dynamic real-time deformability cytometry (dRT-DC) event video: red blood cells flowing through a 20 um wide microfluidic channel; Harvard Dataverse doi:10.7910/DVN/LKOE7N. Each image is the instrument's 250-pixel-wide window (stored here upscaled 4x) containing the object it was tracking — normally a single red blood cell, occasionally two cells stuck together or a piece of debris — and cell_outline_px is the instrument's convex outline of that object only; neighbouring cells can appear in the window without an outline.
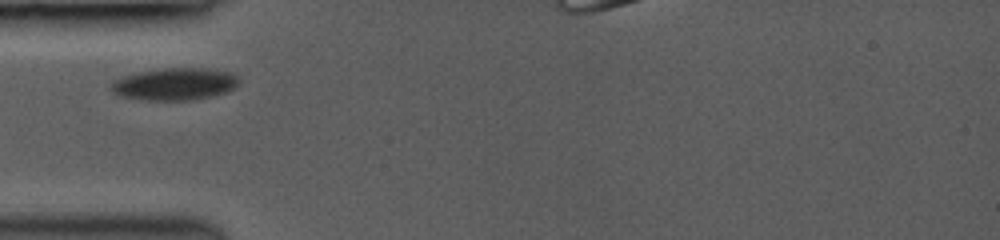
{"species": "common noctule bat (a hibernating species)", "species_latin": "Nyctalus noctula", "temperature_condition": "room temperature", "stored_images_in_passage": 19, "camera_frame_rate_fps": 3000, "um_per_image_px": 0.085, "animal": {"sex": "female", "body_mass_g": 19.0, "forearm_length_mm": 53.3}, "frame": {"image": 1, "passage_image": 1, "time_ms": 0.0, "image_size_px": [1000, 240], "cell_outline_px": [[240, 80], [228, 92], [212, 96], [188, 100], [148, 100], [120, 96], [112, 92], [108, 88], [112, 80], [120, 76], [136, 72], [164, 68], [216, 68], [232, 72], [240, 76]], "centroid_in_image_um": [14.84, 7.12], "position_along_channel_um": 70.2, "area_um2": 24.51}}
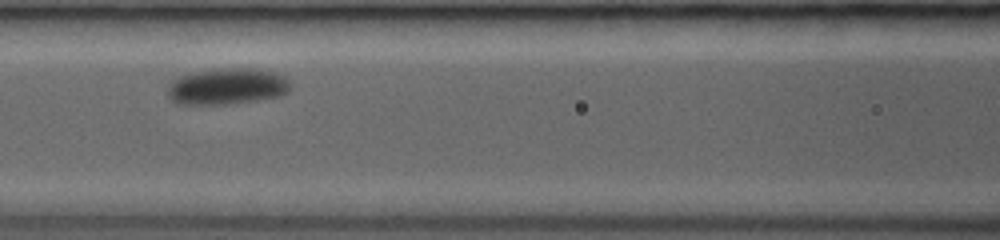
{"frame": {"image": 2, "passage_image": 12, "time_ms": 2.0, "image_size_px": [1000, 240], "cell_outline_px": [[292, 88], [288, 92], [280, 96], [232, 104], [176, 104], [168, 96], [168, 84], [176, 76], [196, 72], [220, 68], [256, 68], [272, 72], [284, 76], [292, 84]], "centroid_in_image_um": [19.31, 7.34], "position_along_channel_um": 147.3, "area_um2": 26.3}}
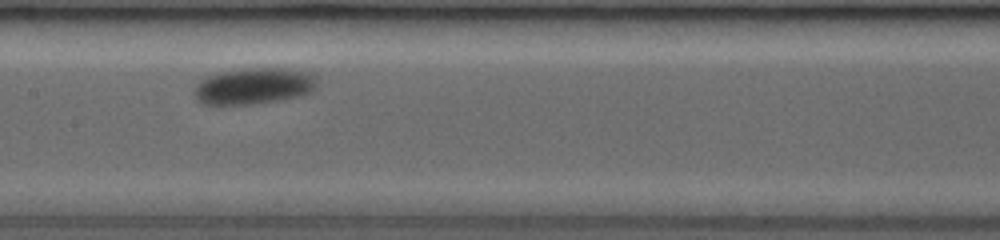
{"frame": {"image": 3, "passage_image": 18, "time_ms": 3.0, "image_size_px": [1000, 240], "cell_outline_px": [[316, 84], [312, 92], [300, 96], [284, 100], [252, 104], [200, 104], [196, 100], [196, 84], [204, 76], [220, 72], [244, 68], [288, 68], [304, 72], [316, 76]], "centroid_in_image_um": [21.57, 7.31], "position_along_channel_um": 185.8, "area_um2": 26.18}}